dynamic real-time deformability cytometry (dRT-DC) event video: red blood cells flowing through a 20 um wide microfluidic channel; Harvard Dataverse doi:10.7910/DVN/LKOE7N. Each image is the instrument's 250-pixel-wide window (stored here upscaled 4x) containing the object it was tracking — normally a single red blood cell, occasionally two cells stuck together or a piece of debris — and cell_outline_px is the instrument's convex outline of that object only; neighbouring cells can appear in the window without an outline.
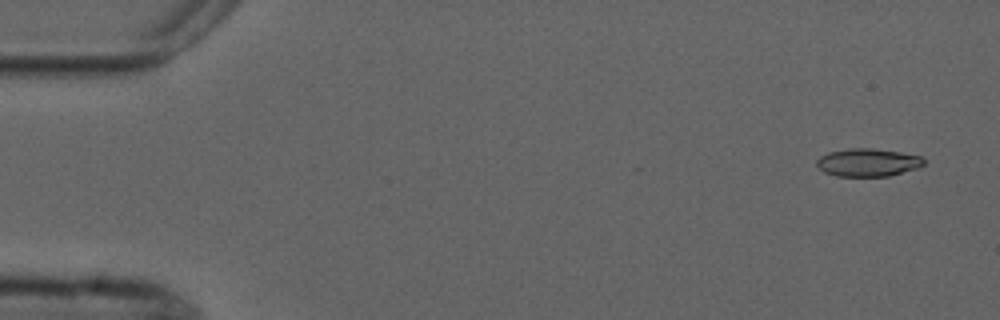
{"species": "common noctule bat (a hibernating species)", "species_latin": "Nyctalus noctula", "temperature_condition": "cold", "stored_images_in_passage": 3, "camera_frame_rate_fps": 3000, "um_per_image_px": 0.085, "animal": {"sex": "male", "forearm_length_mm": 52.5}, "frame": {"image": 1, "passage_image": 1, "time_ms": 0.0, "image_size_px": [1000, 320], "cell_outline_px": [[924, 164], [916, 168], [888, 176], [836, 176], [824, 172], [816, 164], [816, 160], [820, 156], [828, 152], [848, 148], [872, 148], [900, 152], [920, 156], [924, 160]], "centroid_in_image_um": [73.73, 13.8], "position_along_channel_um": 11.3, "area_um2": 17.34}}